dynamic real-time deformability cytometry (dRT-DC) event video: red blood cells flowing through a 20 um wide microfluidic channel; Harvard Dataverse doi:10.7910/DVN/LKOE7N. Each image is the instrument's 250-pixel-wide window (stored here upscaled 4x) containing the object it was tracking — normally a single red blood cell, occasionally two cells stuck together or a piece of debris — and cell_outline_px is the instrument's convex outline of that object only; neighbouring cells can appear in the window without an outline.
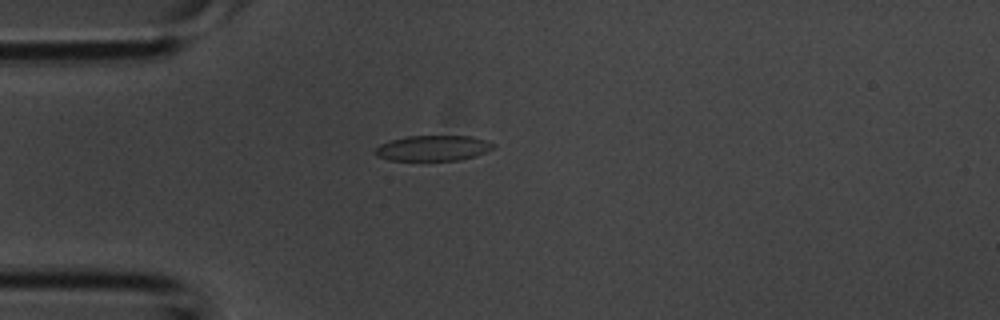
{"species": "common noctule bat (a hibernating species)", "species_latin": "Nyctalus noctula", "temperature_condition": "room temperature", "stored_images_in_passage": 1, "camera_frame_rate_fps": 3000, "um_per_image_px": 0.085, "animal": {"sex": "male", "body_mass_g": 20.1, "forearm_length_mm": 53.5}, "frame": {"image": 1, "passage_image": 1, "time_ms": 0.0, "image_size_px": [1000, 320], "cell_outline_px": [[496, 144], [492, 148], [476, 156], [460, 160], [388, 160], [376, 156], [372, 152], [380, 144], [388, 140], [408, 136], [472, 136]], "centroid_in_image_um": [36.75, 12.59], "position_along_channel_um": 48.2, "area_um2": 17.57}}